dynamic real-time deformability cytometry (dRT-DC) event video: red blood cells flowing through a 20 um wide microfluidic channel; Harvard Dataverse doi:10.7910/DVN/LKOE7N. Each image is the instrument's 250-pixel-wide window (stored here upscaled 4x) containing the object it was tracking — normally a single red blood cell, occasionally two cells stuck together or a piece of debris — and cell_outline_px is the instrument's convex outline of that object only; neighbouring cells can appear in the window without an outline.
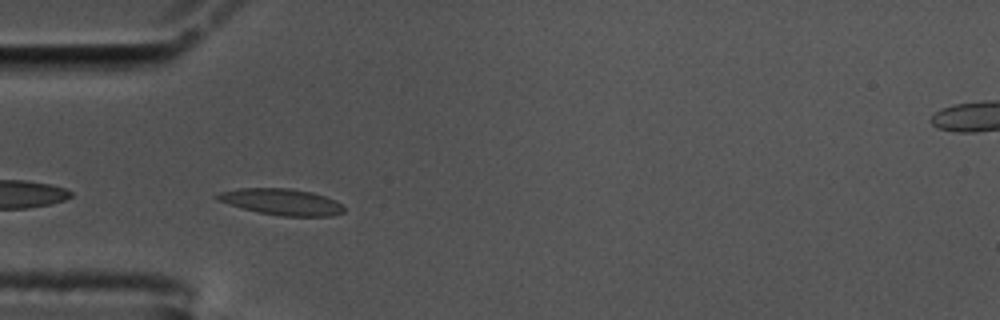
{"species": "common noctule bat (a hibernating species)", "species_latin": "Nyctalus noctula", "temperature_condition": "cold", "stored_images_in_passage": 33, "camera_frame_rate_fps": 3000, "um_per_image_px": 0.085, "animal": {"sex": "male", "body_mass_g": 17.5, "forearm_length_mm": 52.3}, "frame": {"image": 1, "passage_image": 3, "time_ms": 0.667, "image_size_px": [1000, 320], "cell_outline_px": [[344, 212], [332, 216], [280, 216], [260, 212], [228, 204], [216, 200], [212, 196], [220, 192], [240, 188], [288, 188], [312, 192], [336, 200], [344, 204]], "centroid_in_image_um": [23.95, 17.15], "position_along_channel_um": 61.1, "area_um2": 19.48}}
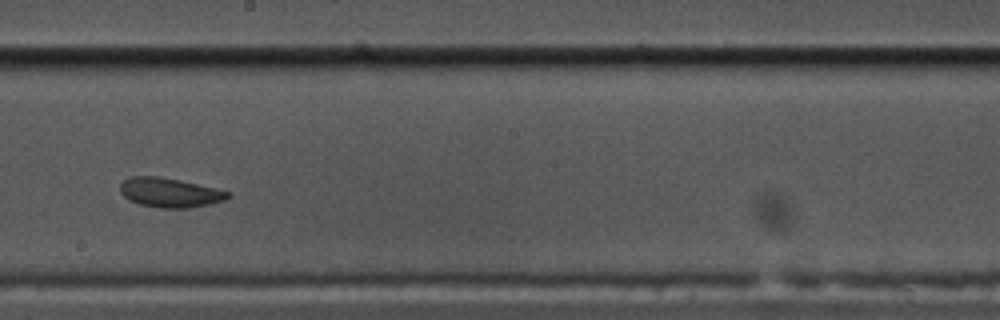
{"frame": {"image": 2, "passage_image": 18, "time_ms": 5.667, "image_size_px": [1000, 320], "cell_outline_px": [[232, 196], [224, 200], [208, 204], [188, 208], [160, 208], [140, 204], [128, 200], [120, 192], [120, 184], [128, 176], [160, 176], [180, 180], [216, 188], [232, 192]], "centroid_in_image_um": [14.43, 16.36], "position_along_channel_um": 233.8, "area_um2": 18.61}}
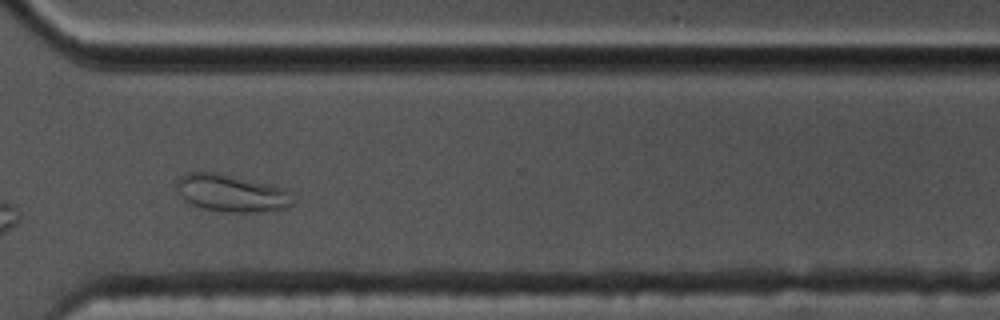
{"frame": {"image": 3, "passage_image": 28, "time_ms": 9.0, "image_size_px": [1000, 320], "cell_outline_px": [[296, 200], [292, 204], [284, 208], [264, 212], [224, 212], [200, 208], [184, 200], [176, 188], [176, 180], [180, 176], [188, 172], [216, 172], [280, 188], [288, 192]], "centroid_in_image_um": [19.61, 16.44], "position_along_channel_um": 351.0, "area_um2": 25.03}, "authors_computed_cell_mechanics": {"area_um2": 18.4382, "velocity_mm_per_s": 3.5056, "shape_relaxation_time_tau1_ms": null, "shape_relaxation_time_tau2_ms": 1.8712, "deformation_change_tau1": null, "deformation_change_tau2": 0.0636}}